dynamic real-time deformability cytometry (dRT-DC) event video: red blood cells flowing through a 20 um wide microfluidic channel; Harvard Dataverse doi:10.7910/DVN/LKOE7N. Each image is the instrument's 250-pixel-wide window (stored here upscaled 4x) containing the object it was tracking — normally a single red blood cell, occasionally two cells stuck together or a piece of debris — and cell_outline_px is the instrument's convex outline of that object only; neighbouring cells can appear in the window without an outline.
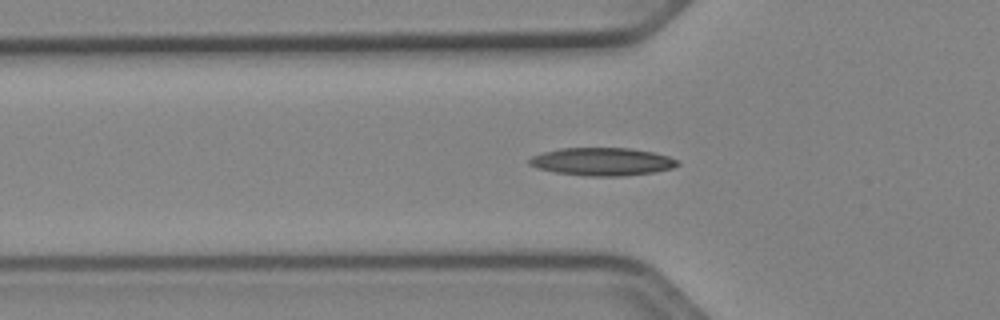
{"species": "Egyptian fruit bat (a non-hibernating species)", "species_latin": "Rousettus aegyptiacus", "temperature_condition": "cold", "stored_images_in_passage": 36, "camera_frame_rate_fps": 3000, "um_per_image_px": 0.085, "animal": {"sex": "female"}, "frame": {"image": 1, "passage_image": 2, "time_ms": 0.333, "image_size_px": [1000, 320], "cell_outline_px": [[680, 164], [672, 168], [652, 172], [624, 176], [584, 176], [556, 172], [540, 168], [528, 164], [528, 160], [532, 156], [544, 152], [560, 148], [628, 148], [652, 152], [668, 156], [680, 160]], "centroid_in_image_um": [51.2, 13.74], "position_along_channel_um": 74.6, "area_um2": 23.99}}
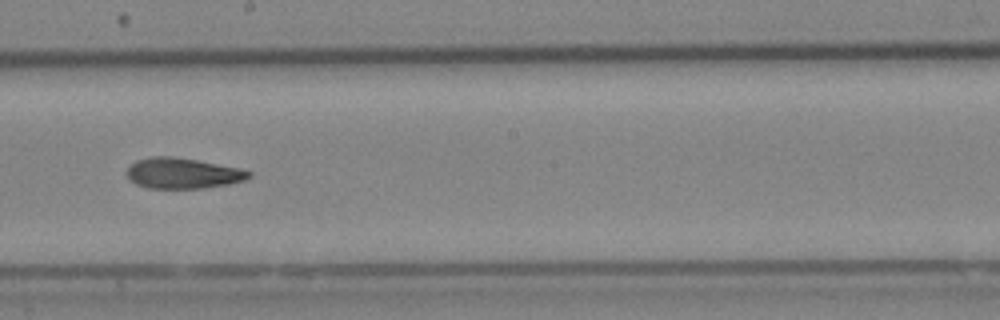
{"frame": {"image": 2, "passage_image": 14, "time_ms": 4.333, "image_size_px": [1000, 320], "cell_outline_px": [[252, 176], [244, 180], [228, 184], [204, 188], [148, 188], [136, 184], [128, 180], [128, 168], [136, 160], [148, 156], [172, 156], [196, 160], [240, 168], [252, 172]], "centroid_in_image_um": [15.53, 14.72], "position_along_channel_um": 232.7, "area_um2": 21.79}}
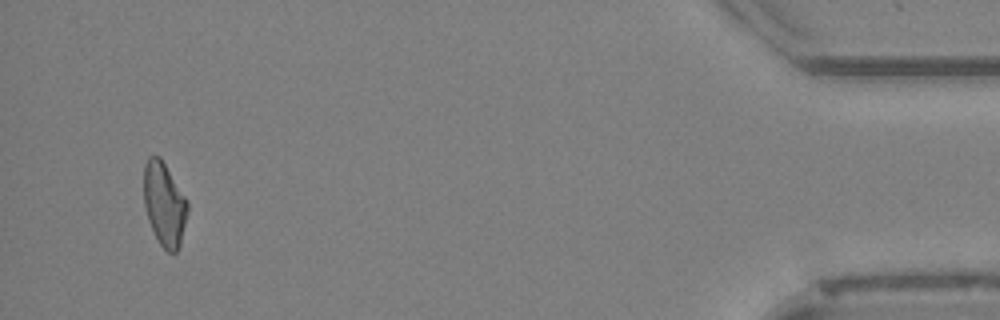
{"frame": {"image": 3, "passage_image": 34, "time_ms": 11.0, "image_size_px": [1000, 320], "cell_outline_px": [[188, 212], [180, 244], [176, 252], [168, 252], [160, 244], [148, 220], [144, 204], [144, 164], [148, 156], [160, 156], [188, 200]], "centroid_in_image_um": [13.97, 17.32], "position_along_channel_um": 421.2, "area_um2": 21.33}, "authors_computed_cell_mechanics": {"area_um2": 21.8195, "velocity_mm_per_s": 3.9515, "shape_relaxation_time_tau1_ms": 9.3301, "shape_relaxation_time_tau2_ms": 7.8801, "deformation_change_tau1": 0.2096, "deformation_change_tau2": 0.1741}}